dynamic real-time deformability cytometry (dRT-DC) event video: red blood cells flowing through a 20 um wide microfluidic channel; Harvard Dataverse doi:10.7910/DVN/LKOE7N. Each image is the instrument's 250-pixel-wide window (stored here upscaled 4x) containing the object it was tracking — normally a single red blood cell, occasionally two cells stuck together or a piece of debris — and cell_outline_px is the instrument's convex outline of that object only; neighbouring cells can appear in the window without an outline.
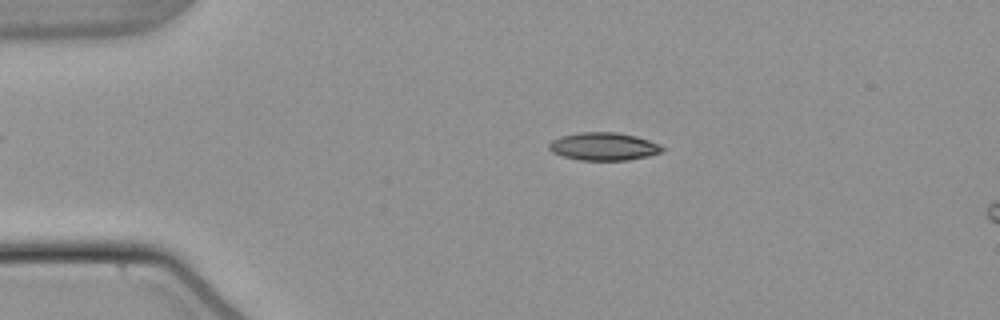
{"species": "common noctule bat (a hibernating species)", "species_latin": "Nyctalus noctula", "temperature_condition": "warm", "stored_images_in_passage": 52, "camera_frame_rate_fps": 3000, "um_per_image_px": 0.085, "animal": {"sex": "male", "body_mass_g": 21.5, "forearm_length_mm": 52.0}, "frame": {"image": 1, "passage_image": 9, "time_ms": 2.667, "image_size_px": [1000, 320], "cell_outline_px": [[664, 152], [648, 156], [628, 160], [580, 160], [564, 156], [552, 152], [548, 148], [548, 144], [552, 140], [560, 136], [580, 132], [616, 132], [636, 136], [660, 144], [664, 148]], "centroid_in_image_um": [51.32, 12.44], "position_along_channel_um": 33.7, "area_um2": 18.44}}
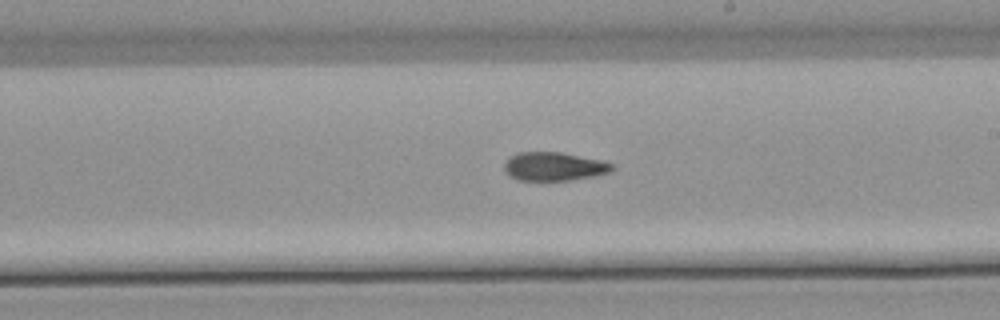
{"frame": {"image": 2, "passage_image": 29, "time_ms": 9.333, "image_size_px": [1000, 320], "cell_outline_px": [[616, 168], [608, 172], [596, 176], [572, 180], [516, 180], [508, 176], [504, 172], [504, 164], [516, 152], [560, 152], [600, 160], [612, 164]], "centroid_in_image_um": [47.07, 14.16], "position_along_channel_um": 241.9, "area_um2": 17.98}}
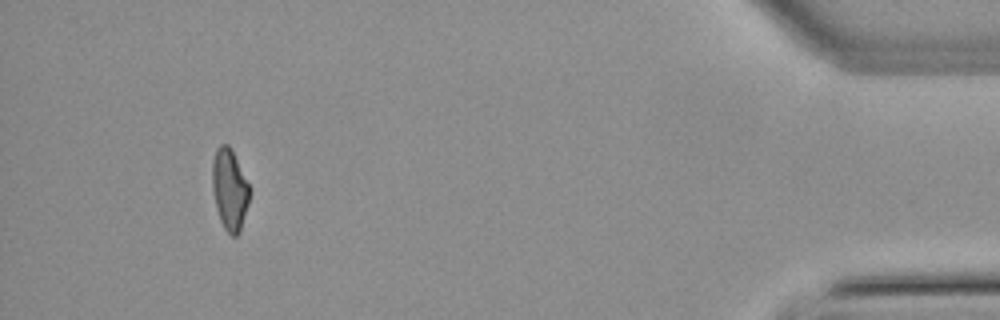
{"frame": {"image": 3, "passage_image": 48, "time_ms": 15.667, "image_size_px": [1000, 320], "cell_outline_px": [[252, 188], [248, 204], [240, 232], [236, 236], [232, 236], [224, 228], [220, 220], [216, 208], [212, 188], [212, 164], [216, 148], [220, 144], [228, 144], [232, 148]], "centroid_in_image_um": [19.54, 16.07], "position_along_channel_um": 415.7, "area_um2": 18.09}, "authors_computed_cell_mechanics": {"area_um2": 18.3226, "velocity_mm_per_s": 3.8189, "shape_relaxation_time_tau1_ms": 10.5203, "shape_relaxation_time_tau2_ms": 4.8298, "deformation_change_tau1": 0.269, "deformation_change_tau2": 0.131}}